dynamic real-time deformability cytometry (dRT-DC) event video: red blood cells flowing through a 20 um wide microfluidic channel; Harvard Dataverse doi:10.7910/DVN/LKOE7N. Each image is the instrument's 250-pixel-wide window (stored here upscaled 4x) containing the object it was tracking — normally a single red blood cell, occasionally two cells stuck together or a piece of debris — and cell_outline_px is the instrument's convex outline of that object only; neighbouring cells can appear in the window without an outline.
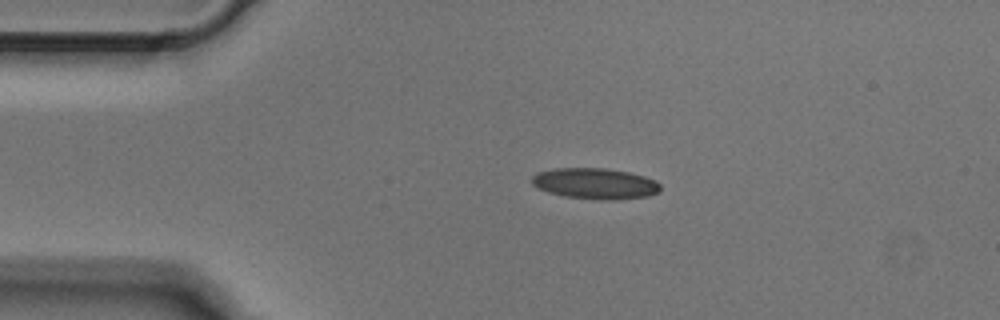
{"species": "Egyptian fruit bat (a non-hibernating species)", "species_latin": "Rousettus aegyptiacus", "temperature_condition": "cold", "stored_images_in_passage": 3, "camera_frame_rate_fps": 3000, "um_per_image_px": 0.085, "animal": {"sex": "male"}, "frame": {"image": 1, "passage_image": 2, "time_ms": 0.333, "image_size_px": [1000, 320], "cell_outline_px": [[660, 192], [648, 196], [616, 200], [596, 200], [564, 196], [548, 192], [532, 184], [532, 176], [536, 172], [556, 168], [604, 168], [628, 172], [644, 176], [656, 180], [660, 184]], "centroid_in_image_um": [50.6, 15.61], "position_along_channel_um": 34.4, "area_um2": 23.29}}